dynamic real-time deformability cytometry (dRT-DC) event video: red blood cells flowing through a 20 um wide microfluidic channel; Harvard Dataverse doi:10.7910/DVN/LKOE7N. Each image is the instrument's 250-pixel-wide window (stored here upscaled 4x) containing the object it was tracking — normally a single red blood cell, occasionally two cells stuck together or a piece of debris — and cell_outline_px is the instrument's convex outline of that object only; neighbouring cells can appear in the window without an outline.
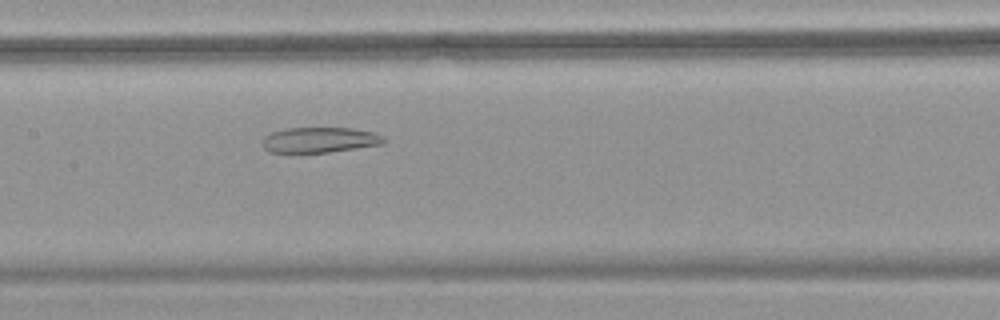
{"species": "common noctule bat (a hibernating species)", "species_latin": "Nyctalus noctula", "temperature_condition": "warm", "stored_images_in_passage": 41, "camera_frame_rate_fps": 3000, "um_per_image_px": 0.085, "animal": {"sex": "female", "body_mass_g": 18.4}, "frame": {"image": 1, "passage_image": 17, "time_ms": 5.333, "image_size_px": [1000, 320], "cell_outline_px": [[388, 140], [384, 144], [328, 152], [268, 152], [260, 144], [264, 136], [272, 132], [284, 128], [352, 128], [376, 132], [384, 136]], "centroid_in_image_um": [27.19, 11.88], "position_along_channel_um": 180.2, "area_um2": 18.21}}
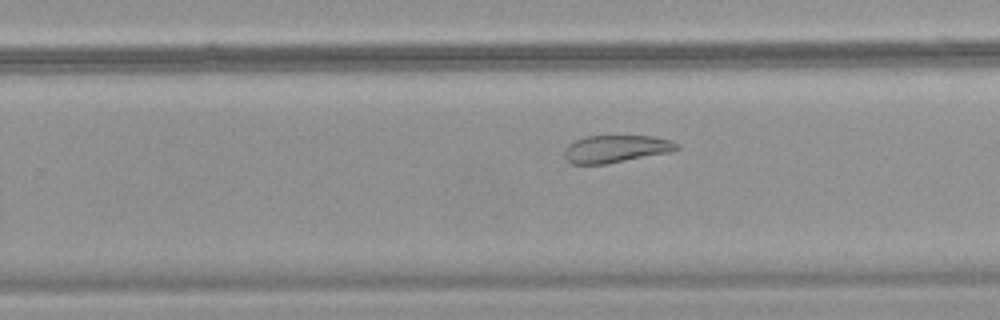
{"frame": {"image": 2, "passage_image": 24, "time_ms": 7.667, "image_size_px": [1000, 320], "cell_outline_px": [[680, 148], [672, 152], [604, 164], [572, 164], [564, 160], [564, 148], [568, 144], [584, 136], [652, 136], [672, 140], [680, 144]], "centroid_in_image_um": [52.35, 12.65], "position_along_channel_um": 277.4, "area_um2": 18.21}}
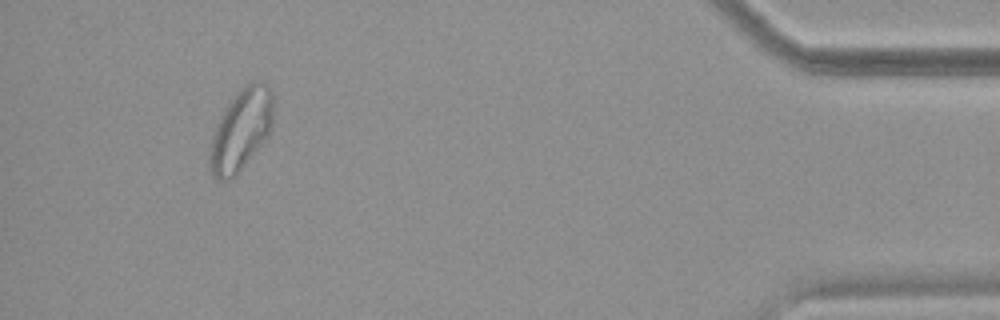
{"frame": {"image": 3, "passage_image": 38, "time_ms": 12.333, "image_size_px": [1000, 320], "cell_outline_px": [[272, 128], [268, 136], [236, 176], [232, 180], [224, 184], [216, 180], [212, 176], [208, 168], [208, 152], [212, 136], [220, 116], [224, 108], [232, 96], [240, 88], [252, 80], [260, 80], [268, 84], [272, 92]], "centroid_in_image_um": [20.45, 11.08], "position_along_channel_um": 414.8, "area_um2": 31.1}}